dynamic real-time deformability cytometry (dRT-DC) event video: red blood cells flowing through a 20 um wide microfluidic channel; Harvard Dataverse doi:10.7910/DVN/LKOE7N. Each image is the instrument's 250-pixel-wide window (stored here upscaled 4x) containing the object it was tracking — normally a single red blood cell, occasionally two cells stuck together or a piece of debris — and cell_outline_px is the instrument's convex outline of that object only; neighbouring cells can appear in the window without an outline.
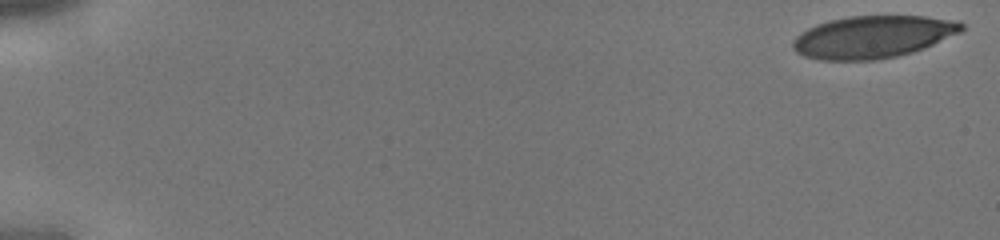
{"species": "human", "species_latin": "Homo sapiens", "temperature_condition": "cold", "stored_images_in_passage": 43, "camera_frame_rate_fps": 3000, "um_per_image_px": 0.085, "donor": {"sex": "male"}, "frame": {"image": 1, "passage_image": 1, "time_ms": 0.0, "image_size_px": [1000, 240], "cell_outline_px": [[964, 28], [960, 32], [924, 48], [912, 52], [896, 56], [876, 60], [820, 60], [804, 56], [796, 52], [792, 48], [792, 40], [800, 32], [816, 24], [828, 20], [848, 16], [924, 16], [960, 20], [964, 24]], "centroid_in_image_um": [74.18, 3.13], "position_along_channel_um": 10.8, "area_um2": 41.85}}
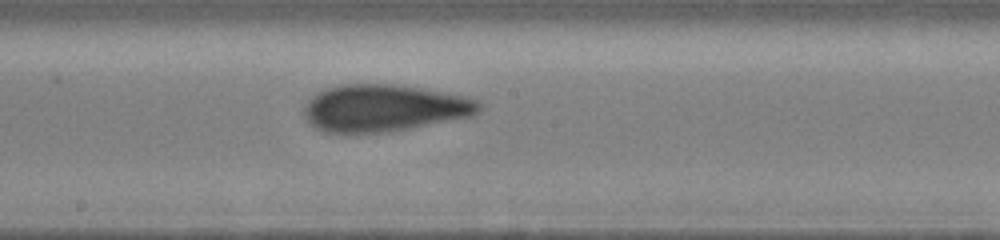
{"frame": {"image": 2, "passage_image": 25, "time_ms": 8.0, "image_size_px": [1000, 240], "cell_outline_px": [[480, 112], [472, 116], [388, 132], [324, 132], [316, 128], [304, 116], [304, 108], [308, 100], [312, 96], [324, 88], [340, 84], [392, 84], [420, 88], [464, 96], [480, 100]], "centroid_in_image_um": [32.64, 9.17], "position_along_channel_um": 215.6, "area_um2": 47.69}}
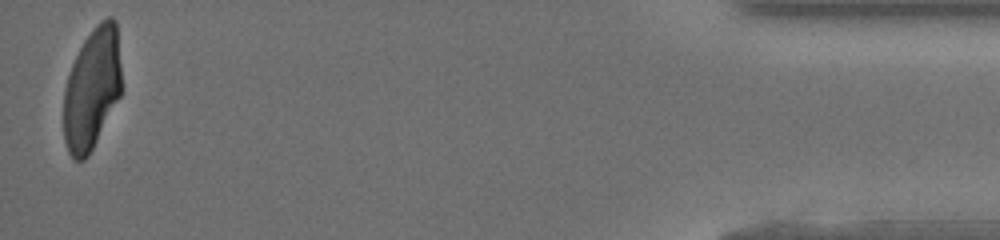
{"frame": {"image": 3, "passage_image": 43, "time_ms": 14.0, "image_size_px": [1000, 240], "cell_outline_px": [[120, 96], [88, 156], [84, 160], [76, 160], [68, 152], [64, 140], [64, 88], [72, 64], [84, 40], [96, 24], [100, 20], [108, 16], [112, 16], [116, 20], [120, 68]], "centroid_in_image_um": [7.81, 7.53], "position_along_channel_um": 427.4, "area_um2": 40.58}}